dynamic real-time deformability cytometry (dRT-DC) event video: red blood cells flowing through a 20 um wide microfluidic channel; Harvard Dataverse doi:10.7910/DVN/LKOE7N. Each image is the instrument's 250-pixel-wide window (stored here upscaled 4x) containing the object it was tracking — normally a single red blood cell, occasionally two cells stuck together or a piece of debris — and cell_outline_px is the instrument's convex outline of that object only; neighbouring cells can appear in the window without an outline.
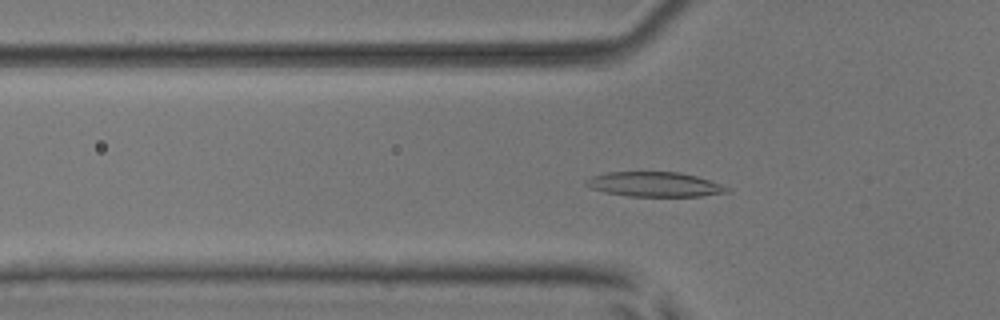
{"species": "common noctule bat (a hibernating species)", "species_latin": "Nyctalus noctula", "temperature_condition": "room temperature", "stored_images_in_passage": 44, "camera_frame_rate_fps": 3000, "um_per_image_px": 0.085, "animal": {"sex": "male", "body_mass_g": 17.9, "forearm_length_mm": 54.2}, "frame": {"image": 1, "passage_image": 9, "time_ms": 2.667, "image_size_px": [1000, 320], "cell_outline_px": [[732, 192], [700, 196], [628, 196], [604, 192], [592, 188], [584, 184], [592, 176], [608, 172], [680, 172], [696, 176], [732, 188]], "centroid_in_image_um": [55.69, 15.67], "position_along_channel_um": 70.1, "area_um2": 20.23}}
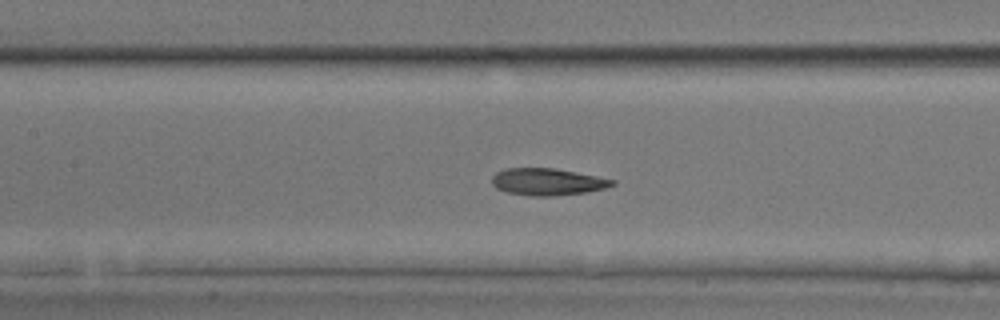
{"frame": {"image": 2, "passage_image": 16, "time_ms": 5.0, "image_size_px": [1000, 320], "cell_outline_px": [[616, 184], [604, 188], [584, 192], [552, 196], [532, 196], [508, 192], [496, 188], [492, 184], [492, 176], [496, 172], [504, 168], [556, 168], [616, 180]], "centroid_in_image_um": [46.51, 15.44], "position_along_channel_um": 160.9, "area_um2": 18.84}}
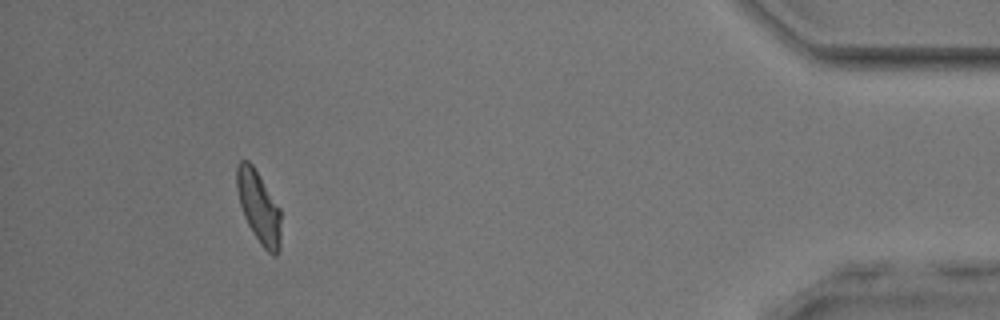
{"frame": {"image": 3, "passage_image": 40, "time_ms": 13.0, "image_size_px": [1000, 320], "cell_outline_px": [[280, 248], [276, 256], [272, 256], [260, 244], [252, 232], [244, 216], [240, 204], [236, 188], [236, 164], [240, 160], [248, 160], [252, 164], [280, 208]], "centroid_in_image_um": [21.98, 17.6], "position_along_channel_um": 413.2, "area_um2": 18.55}, "authors_computed_cell_mechanics": {"area_um2": 18.9006, "velocity_mm_per_s": 3.9029, "shape_relaxation_time_tau1_ms": 4.774, "shape_relaxation_time_tau2_ms": 2.4087, "deformation_change_tau1": 0.1373, "deformation_change_tau2": 0.0931}}